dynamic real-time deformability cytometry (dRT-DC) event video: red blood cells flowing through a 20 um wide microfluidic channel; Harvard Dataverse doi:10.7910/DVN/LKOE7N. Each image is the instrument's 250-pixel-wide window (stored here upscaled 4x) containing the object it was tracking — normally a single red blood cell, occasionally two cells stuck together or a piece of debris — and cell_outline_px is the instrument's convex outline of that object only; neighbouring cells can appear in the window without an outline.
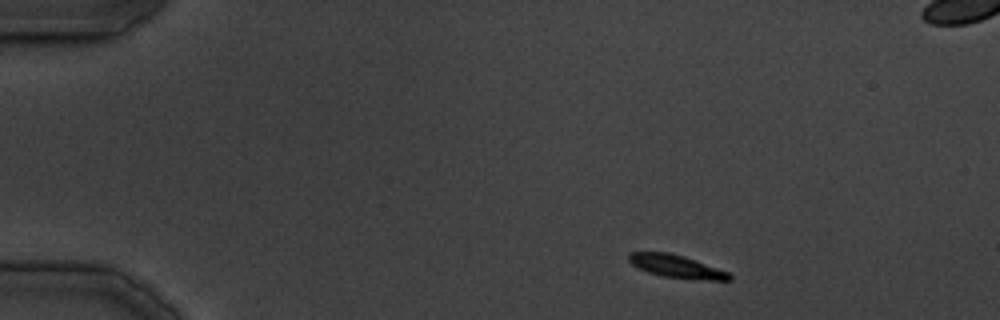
{"species": "common noctule bat (a hibernating species)", "species_latin": "Nyctalus noctula", "temperature_condition": "cold", "stored_images_in_passage": 36, "segment_of_instrument_passage": [1, 2], "camera_frame_rate_fps": 3000, "um_per_image_px": 0.085, "animal": {"sex": "male", "body_mass_g": 19.5, "forearm_length_mm": 54.6}, "frame": {"image": 1, "passage_image": 1, "time_ms": 0.0, "image_size_px": [1000, 320], "cell_outline_px": [[732, 280], [708, 280], [664, 276], [648, 272], [632, 264], [628, 260], [628, 252], [668, 252], [684, 256], [728, 272], [732, 276]], "centroid_in_image_um": [57.49, 22.63], "position_along_channel_um": 27.5, "area_um2": 13.12}}
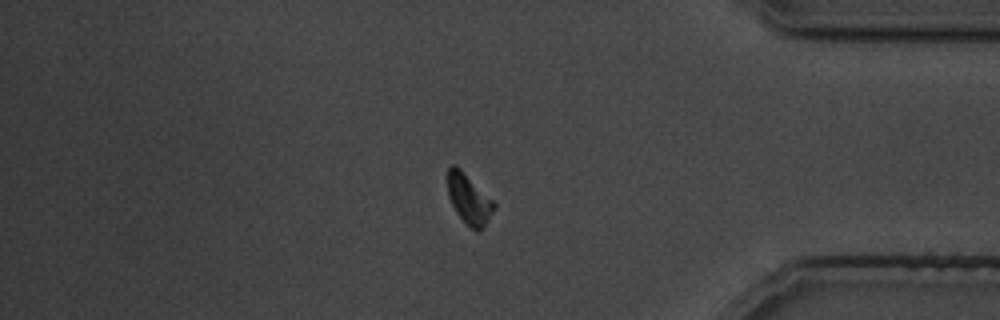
{"frame": {"image": 2, "passage_image": 29, "time_ms": 32.333, "image_size_px": [1000, 320], "cell_outline_px": [[496, 208], [480, 232], [476, 232], [456, 212], [448, 196], [448, 168], [452, 164], [456, 164], [496, 204]], "centroid_in_image_um": [39.87, 16.92], "position_along_channel_um": 395.3, "area_um2": 13.29}}